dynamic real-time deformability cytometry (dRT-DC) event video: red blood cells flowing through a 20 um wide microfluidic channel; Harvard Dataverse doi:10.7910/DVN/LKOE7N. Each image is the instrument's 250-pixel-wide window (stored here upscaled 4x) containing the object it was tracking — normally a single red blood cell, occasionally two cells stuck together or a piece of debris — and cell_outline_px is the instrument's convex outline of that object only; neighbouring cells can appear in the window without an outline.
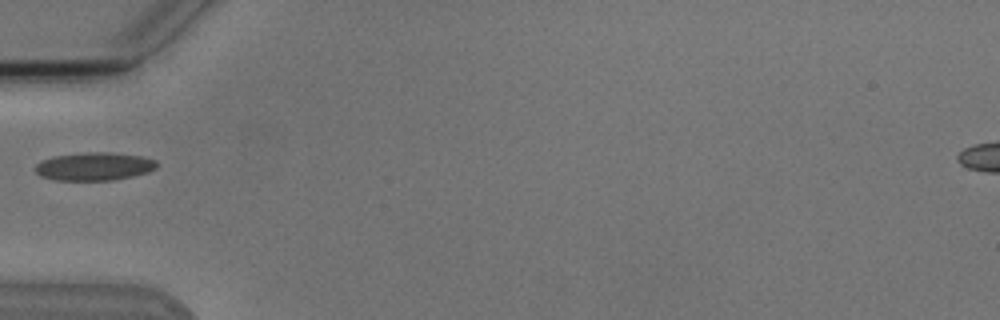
{"species": "Egyptian fruit bat (a non-hibernating species)", "species_latin": "Rousettus aegyptiacus", "temperature_condition": "cold", "stored_images_in_passage": 5, "camera_frame_rate_fps": 3000, "um_per_image_px": 0.085, "animal": {"sex": "male"}, "frame": {"image": 1, "passage_image": 5, "time_ms": 5.333, "image_size_px": [1000, 320], "cell_outline_px": [[156, 168], [148, 172], [132, 176], [112, 180], [56, 180], [40, 176], [32, 168], [40, 160], [52, 156], [88, 152], [108, 152], [140, 156], [156, 160]], "centroid_in_image_um": [7.95, 14.14], "position_along_channel_um": 77.1, "area_um2": 19.94}}